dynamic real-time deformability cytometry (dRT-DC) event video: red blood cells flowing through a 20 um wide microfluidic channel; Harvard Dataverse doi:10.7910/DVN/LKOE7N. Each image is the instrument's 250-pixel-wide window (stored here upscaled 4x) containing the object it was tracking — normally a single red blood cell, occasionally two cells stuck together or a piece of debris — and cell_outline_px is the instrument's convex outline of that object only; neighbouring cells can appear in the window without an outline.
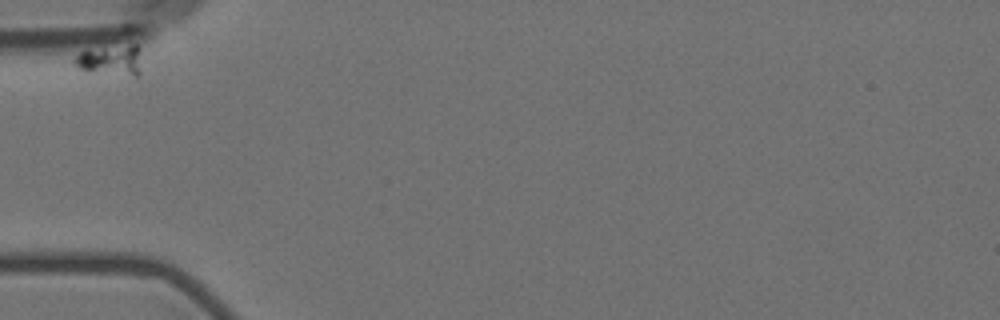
{"species": "Egyptian fruit bat (a non-hibernating species)", "species_latin": "Rousettus aegyptiacus", "temperature_condition": "room temperature", "stored_images_in_passage": 46, "camera_frame_rate_fps": 3000, "um_per_image_px": 0.085, "animal": {"sex": "female"}, "frame": {"image": 1, "passage_image": 1, "time_ms": 0.0, "image_size_px": [1000, 320], "cell_outline_px": [[140, 76], [132, 76], [88, 72], [80, 68], [72, 60], [84, 48], [128, 44], [136, 44], [140, 48]], "centroid_in_image_um": [9.41, 5.09], "position_along_channel_um": 75.6, "area_um2": 12.48}}
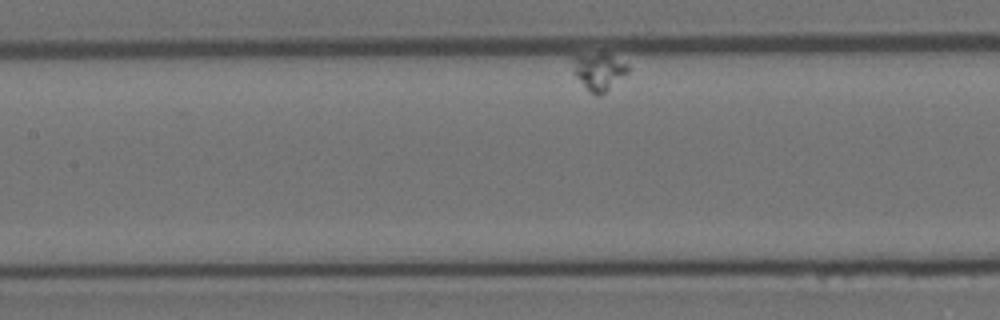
{"frame": {"image": 2, "passage_image": 14, "time_ms": 4.333, "image_size_px": [1000, 320], "cell_outline_px": [[628, 72], [600, 96], [596, 96], [588, 92], [572, 72], [572, 56], [600, 52], [604, 52], [628, 64]], "centroid_in_image_um": [50.85, 6.07], "position_along_channel_um": 156.6, "area_um2": 12.2}}
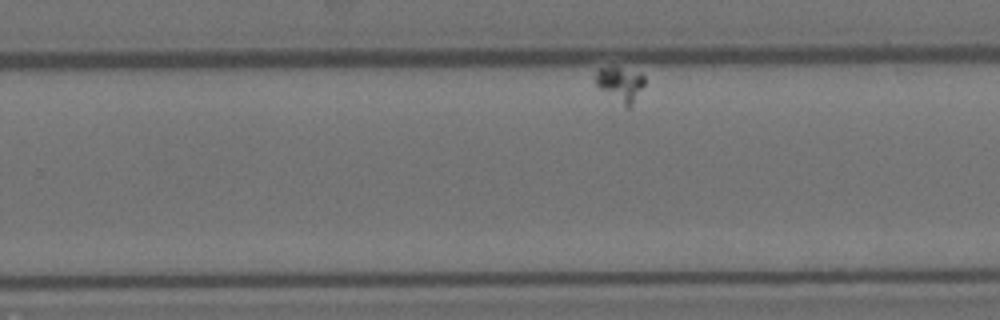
{"frame": {"image": 3, "passage_image": 33, "time_ms": 10.667, "image_size_px": [1000, 320], "cell_outline_px": [[644, 84], [632, 104], [628, 108], [624, 108], [600, 88], [596, 84], [596, 68], [612, 64], [640, 72], [644, 76]], "centroid_in_image_um": [52.7, 7.09], "position_along_channel_um": 277.1, "area_um2": 10.29}}